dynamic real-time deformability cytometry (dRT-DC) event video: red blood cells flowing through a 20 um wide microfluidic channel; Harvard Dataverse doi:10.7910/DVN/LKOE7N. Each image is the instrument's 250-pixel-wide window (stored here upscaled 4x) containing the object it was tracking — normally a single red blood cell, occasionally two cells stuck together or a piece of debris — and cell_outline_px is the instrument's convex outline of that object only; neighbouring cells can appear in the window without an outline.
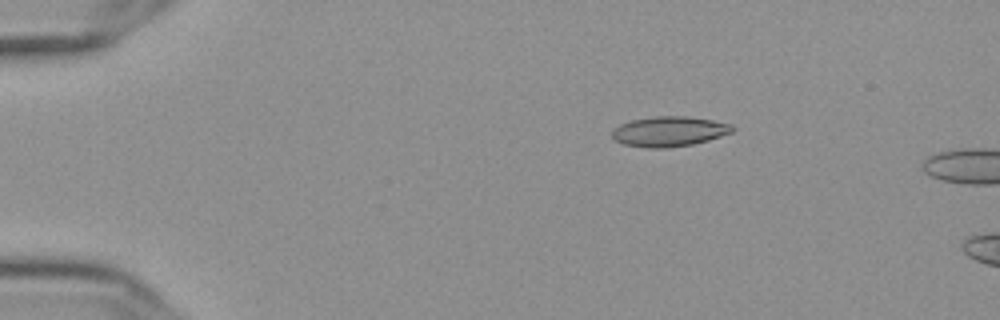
{"species": "Egyptian fruit bat (a non-hibernating species)", "species_latin": "Rousettus aegyptiacus", "temperature_condition": "cold", "stored_images_in_passage": 12, "camera_frame_rate_fps": 3000, "um_per_image_px": 0.085, "frame": {"image": 1, "passage_image": 7, "time_ms": 2.0, "image_size_px": [1000, 320], "cell_outline_px": [[736, 128], [732, 132], [708, 140], [692, 144], [664, 148], [648, 148], [624, 144], [616, 140], [612, 136], [612, 128], [620, 124], [632, 120], [656, 116], [684, 116], [712, 120], [732, 124]], "centroid_in_image_um": [56.88, 11.17], "position_along_channel_um": 28.1, "area_um2": 20.98}}